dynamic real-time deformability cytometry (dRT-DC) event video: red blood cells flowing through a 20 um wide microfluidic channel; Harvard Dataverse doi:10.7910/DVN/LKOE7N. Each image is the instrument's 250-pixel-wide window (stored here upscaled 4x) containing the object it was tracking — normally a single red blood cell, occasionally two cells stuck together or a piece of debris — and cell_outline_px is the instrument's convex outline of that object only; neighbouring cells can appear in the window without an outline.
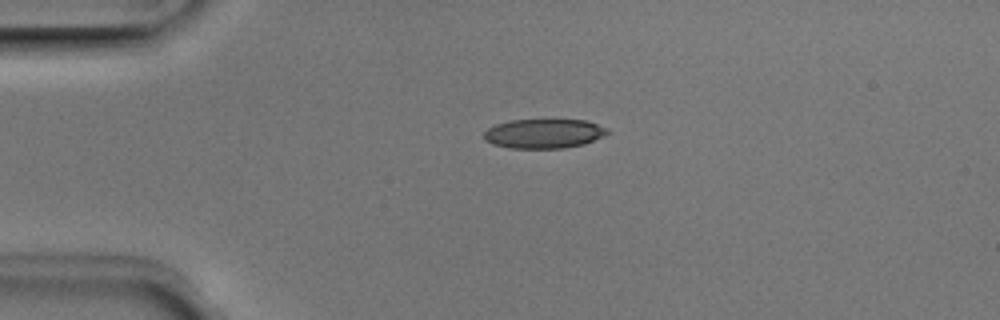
{"species": "Egyptian fruit bat (a non-hibernating species)", "species_latin": "Rousettus aegyptiacus", "temperature_condition": "room temperature", "stored_images_in_passage": 40, "camera_frame_rate_fps": 3000, "um_per_image_px": 0.085, "animal": {"sex": "male"}, "frame": {"image": 1, "passage_image": 1, "time_ms": 0.0, "image_size_px": [1000, 320], "cell_outline_px": [[612, 132], [604, 136], [584, 144], [564, 148], [512, 148], [492, 144], [484, 140], [484, 132], [488, 128], [496, 124], [512, 120], [584, 120], [608, 128]], "centroid_in_image_um": [46.25, 11.36], "position_along_channel_um": 38.8, "area_um2": 21.15}}
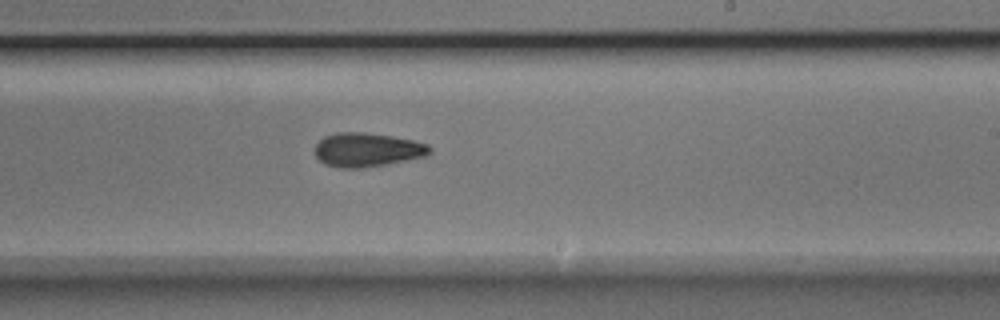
{"frame": {"image": 2, "passage_image": 20, "time_ms": 6.333, "image_size_px": [1000, 320], "cell_outline_px": [[432, 152], [424, 156], [388, 164], [360, 168], [340, 168], [324, 164], [316, 156], [316, 144], [324, 136], [336, 132], [364, 132], [392, 136], [412, 140], [428, 144], [432, 148]], "centroid_in_image_um": [31.21, 12.73], "position_along_channel_um": 257.8, "area_um2": 22.72}}
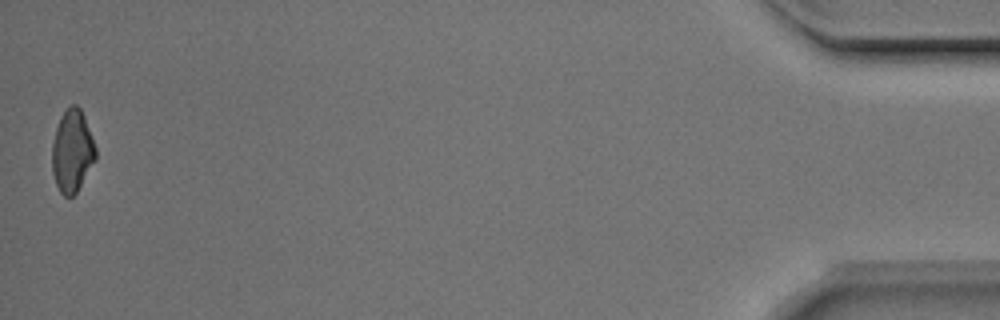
{"frame": {"image": 3, "passage_image": 40, "time_ms": 13.0, "image_size_px": [1000, 320], "cell_outline_px": [[96, 160], [76, 192], [72, 196], [64, 196], [60, 192], [56, 184], [52, 172], [52, 144], [56, 128], [60, 116], [72, 104], [76, 104], [80, 108], [84, 116], [96, 148]], "centroid_in_image_um": [6.13, 12.84], "position_along_channel_um": 429.1, "area_um2": 20.81}, "authors_computed_cell_mechanics": {"area_um2": 21.8484, "velocity_mm_per_s": 3.9667, "shape_relaxation_time_tau1_ms": 4.9759, "shape_relaxation_time_tau2_ms": 4.1052, "deformation_change_tau1": 0.1359, "deformation_change_tau2": 0.1166}}